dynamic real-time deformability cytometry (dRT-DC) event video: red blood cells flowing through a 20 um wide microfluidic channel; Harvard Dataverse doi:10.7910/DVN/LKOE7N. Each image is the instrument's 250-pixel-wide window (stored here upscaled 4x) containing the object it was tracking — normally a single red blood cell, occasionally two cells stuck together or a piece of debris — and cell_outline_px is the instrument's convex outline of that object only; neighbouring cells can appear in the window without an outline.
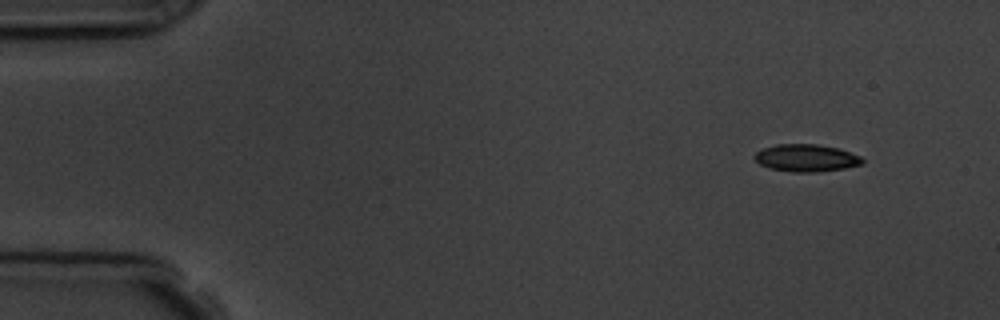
{"species": "common noctule bat (a hibernating species)", "species_latin": "Nyctalus noctula", "temperature_condition": "room temperature", "stored_images_in_passage": 4, "camera_frame_rate_fps": 3000, "um_per_image_px": 0.085, "animal": {"sex": "male", "body_mass_g": 19.5, "forearm_length_mm": 54.6}, "frame": {"image": 1, "passage_image": 1, "time_ms": 0.0, "image_size_px": [1000, 320], "cell_outline_px": [[864, 164], [844, 168], [816, 172], [796, 172], [768, 168], [760, 164], [752, 156], [756, 152], [764, 148], [776, 144], [816, 144], [840, 148], [860, 156], [864, 160]], "centroid_in_image_um": [68.54, 13.42], "position_along_channel_um": 16.5, "area_um2": 17.22}}
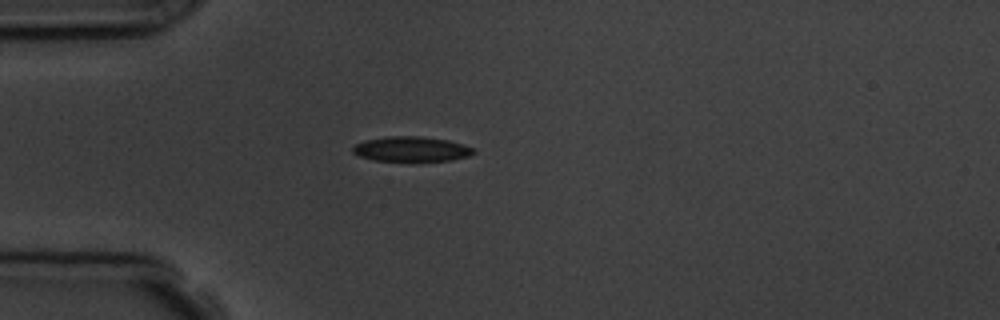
{"frame": {"image": 2, "passage_image": 4, "time_ms": 3.333, "image_size_px": [1000, 320], "cell_outline_px": [[476, 152], [468, 156], [452, 160], [372, 160], [360, 156], [352, 152], [352, 148], [356, 144], [364, 140], [384, 136], [420, 136], [448, 140], [464, 144], [472, 148]], "centroid_in_image_um": [34.95, 12.65], "position_along_channel_um": 50.1, "area_um2": 17.4}}